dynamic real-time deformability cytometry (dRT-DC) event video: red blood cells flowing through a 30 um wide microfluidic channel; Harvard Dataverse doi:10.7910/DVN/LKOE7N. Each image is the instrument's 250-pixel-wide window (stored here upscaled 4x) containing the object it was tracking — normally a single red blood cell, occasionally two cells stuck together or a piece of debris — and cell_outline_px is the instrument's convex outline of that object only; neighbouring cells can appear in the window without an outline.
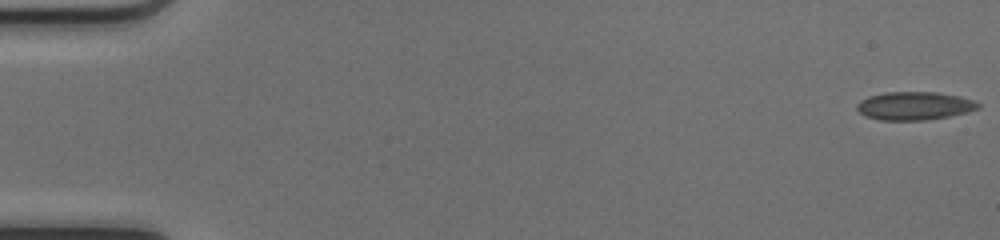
{"species": "common noctule bat (a hibernating species)", "species_latin": "Nyctalus noctula", "temperature_condition": "cold", "stored_images_in_passage": 50, "camera_frame_rate_fps": 3000, "um_per_image_px": 0.085, "animal": {"sex": "female", "body_mass_g": 17.0, "forearm_length_mm": 48.0}, "frame": {"image": 1, "passage_image": 1, "time_ms": 0.0, "image_size_px": [1000, 240], "cell_outline_px": [[980, 108], [968, 112], [948, 116], [924, 120], [880, 120], [864, 116], [856, 108], [856, 104], [860, 100], [868, 96], [884, 92], [936, 92], [960, 96], [976, 100], [980, 104]], "centroid_in_image_um": [77.73, 8.99], "position_along_channel_um": 7.3, "area_um2": 20.11}}
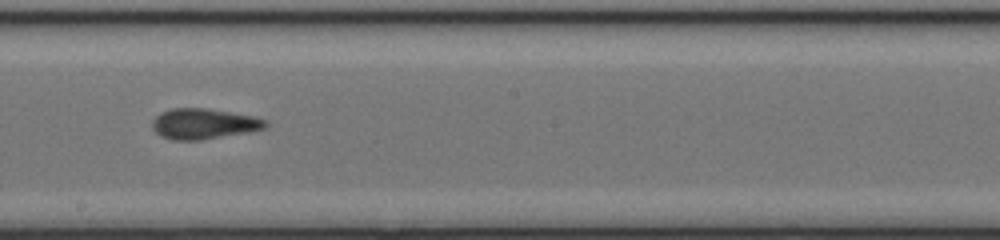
{"frame": {"image": 2, "passage_image": 29, "time_ms": 9.333, "image_size_px": [1000, 240], "cell_outline_px": [[268, 124], [264, 128], [248, 132], [200, 140], [172, 140], [160, 136], [152, 128], [152, 120], [160, 112], [172, 108], [208, 108], [252, 116], [268, 120]], "centroid_in_image_um": [17.29, 10.52], "position_along_channel_um": 230.9, "area_um2": 20.17}}
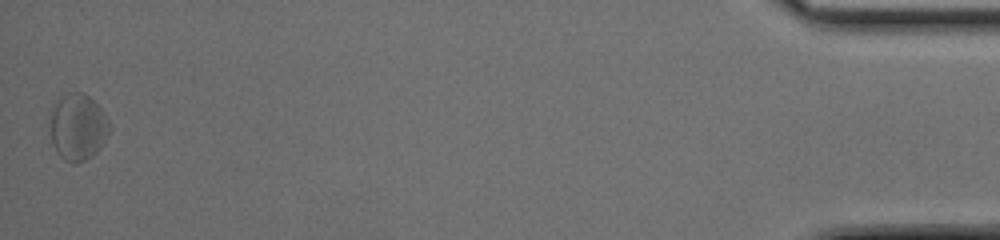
{"frame": {"image": 3, "passage_image": 50, "time_ms": 16.333, "image_size_px": [1000, 240], "cell_outline_px": [[112, 128], [100, 148], [92, 156], [76, 164], [72, 164], [64, 160], [56, 152], [52, 144], [52, 104], [64, 96], [72, 92], [84, 92], [100, 108], [108, 120]], "centroid_in_image_um": [6.64, 10.83], "position_along_channel_um": 428.6, "area_um2": 22.83}, "authors_computed_cell_mechanics": {"area_um2": 19.941, "velocity_mm_per_s": 4.1633, "shape_relaxation_time_tau1_ms": 7.4893, "shape_relaxation_time_tau2_ms": 2.7414, "deformation_change_tau1": 0.1293, "deformation_change_tau2": 0.0728}}